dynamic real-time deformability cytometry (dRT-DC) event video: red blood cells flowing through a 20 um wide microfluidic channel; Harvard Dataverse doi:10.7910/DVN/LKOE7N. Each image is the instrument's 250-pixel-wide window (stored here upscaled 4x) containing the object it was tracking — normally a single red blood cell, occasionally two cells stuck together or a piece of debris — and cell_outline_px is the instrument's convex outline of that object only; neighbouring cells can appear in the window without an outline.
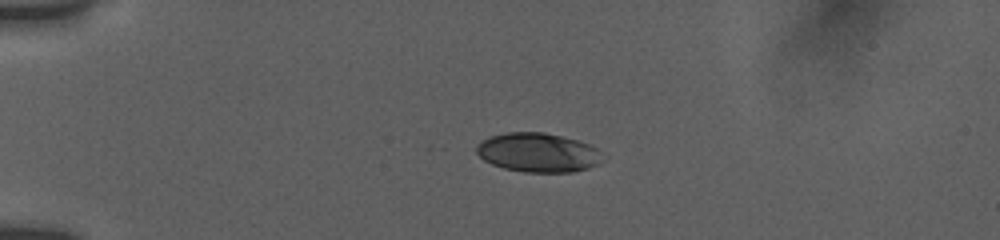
{"species": "human", "species_latin": "Homo sapiens", "temperature_condition": "room temperature", "stored_images_in_passage": 14, "camera_frame_rate_fps": 3000, "um_per_image_px": 0.085, "donor": {"sex": "female"}, "frame": {"image": 1, "passage_image": 2, "time_ms": 1.0, "image_size_px": [1000, 240], "cell_outline_px": [[608, 156], [604, 160], [588, 168], [572, 172], [524, 172], [504, 168], [492, 164], [484, 160], [476, 152], [476, 144], [488, 136], [508, 132], [544, 132], [580, 140], [596, 148]], "centroid_in_image_um": [45.76, 12.96], "position_along_channel_um": 39.2, "area_um2": 29.13}}
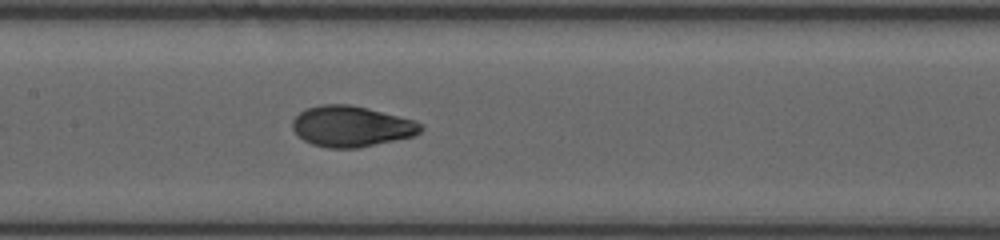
{"frame": {"image": 2, "passage_image": 7, "time_ms": 6.0, "image_size_px": [1000, 240], "cell_outline_px": [[424, 128], [416, 136], [356, 148], [328, 148], [312, 144], [296, 136], [292, 128], [292, 120], [300, 112], [308, 108], [320, 104], [348, 104], [368, 108], [412, 120], [424, 124]], "centroid_in_image_um": [29.86, 10.74], "position_along_channel_um": 177.5, "area_um2": 30.58}}
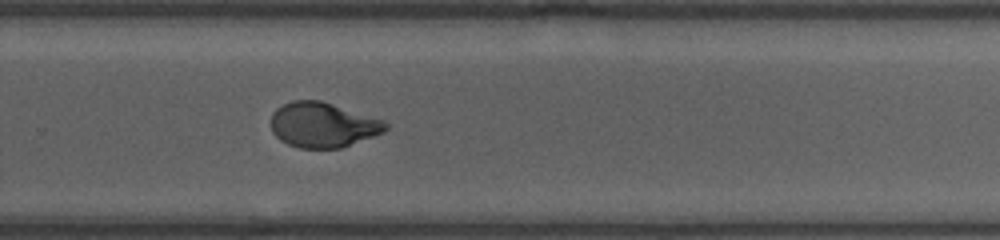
{"frame": {"image": 3, "passage_image": 14, "time_ms": 9.333, "image_size_px": [1000, 240], "cell_outline_px": [[388, 128], [384, 132], [340, 148], [300, 148], [288, 144], [280, 140], [272, 132], [272, 112], [276, 108], [292, 100], [320, 100], [384, 120], [388, 124]], "centroid_in_image_um": [27.43, 10.61], "position_along_channel_um": 302.4, "area_um2": 29.94}}